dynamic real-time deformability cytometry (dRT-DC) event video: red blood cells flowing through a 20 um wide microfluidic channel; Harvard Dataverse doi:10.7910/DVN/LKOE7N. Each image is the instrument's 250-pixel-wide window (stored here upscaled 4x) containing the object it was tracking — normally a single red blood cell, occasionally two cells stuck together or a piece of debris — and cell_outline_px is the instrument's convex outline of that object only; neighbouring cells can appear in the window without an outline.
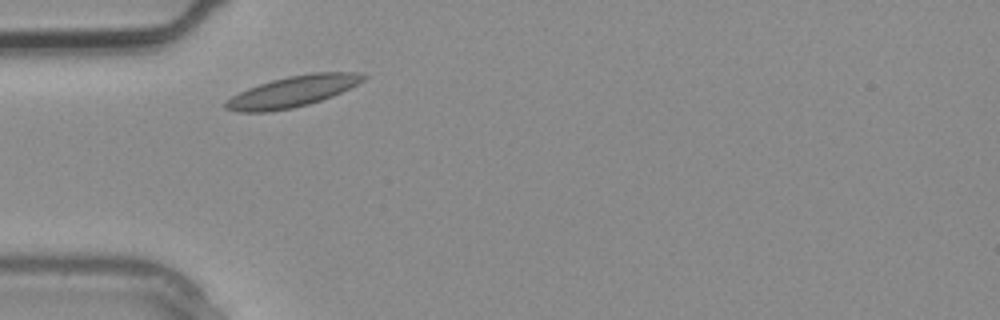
{"species": "common noctule bat (a hibernating species)", "species_latin": "Nyctalus noctula", "temperature_condition": "warm", "stored_images_in_passage": 1, "camera_frame_rate_fps": 3000, "um_per_image_px": 0.085, "animal": {"sex": "male", "body_mass_g": 20.4}, "frame": {"image": 1, "passage_image": 1, "time_ms": 0.0, "image_size_px": [1000, 320], "cell_outline_px": [[368, 76], [364, 80], [332, 96], [308, 104], [292, 108], [268, 112], [240, 112], [224, 108], [224, 104], [232, 96], [248, 88], [272, 80], [288, 76], [312, 72], [356, 72]], "centroid_in_image_um": [24.86, 7.77], "position_along_channel_um": 60.1, "area_um2": 24.51}}